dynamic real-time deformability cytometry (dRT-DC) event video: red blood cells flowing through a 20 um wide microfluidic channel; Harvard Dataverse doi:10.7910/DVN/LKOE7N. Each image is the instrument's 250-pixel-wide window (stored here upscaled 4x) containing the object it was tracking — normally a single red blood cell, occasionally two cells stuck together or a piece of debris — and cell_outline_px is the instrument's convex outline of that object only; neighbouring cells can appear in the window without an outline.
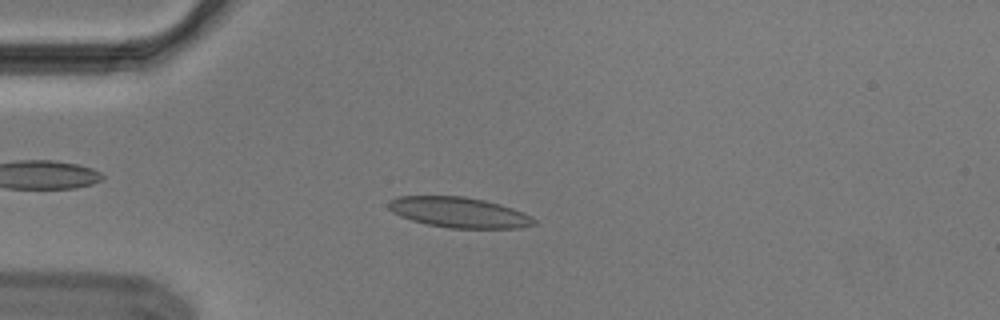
{"species": "Egyptian fruit bat (a non-hibernating species)", "species_latin": "Rousettus aegyptiacus", "temperature_condition": "cold", "stored_images_in_passage": 47, "camera_frame_rate_fps": 3000, "um_per_image_px": 0.085, "animal": {"sex": "male"}, "frame": {"image": 1, "passage_image": 7, "time_ms": 2.0, "image_size_px": [1000, 320], "cell_outline_px": [[536, 224], [520, 228], [448, 228], [428, 224], [412, 220], [400, 216], [392, 212], [388, 208], [388, 200], [396, 196], [464, 196], [484, 200], [512, 208], [536, 220]], "centroid_in_image_um": [38.96, 18.05], "position_along_channel_um": 46.0, "area_um2": 25.66}}
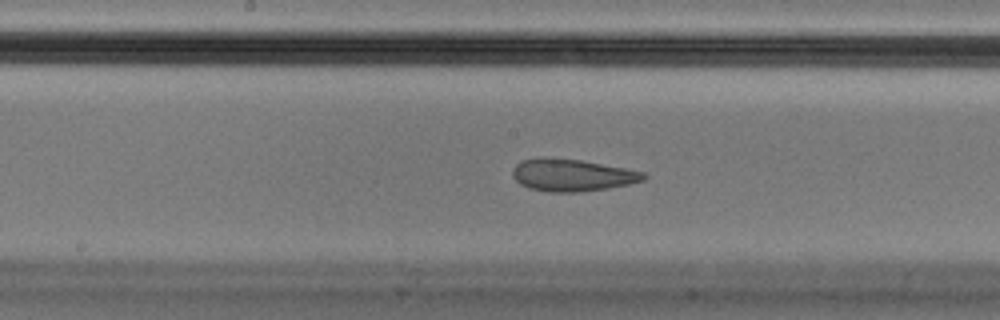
{"frame": {"image": 2, "passage_image": 21, "time_ms": 6.667, "image_size_px": [1000, 320], "cell_outline_px": [[648, 176], [644, 180], [628, 184], [608, 188], [580, 192], [548, 192], [528, 188], [520, 184], [512, 176], [512, 168], [520, 160], [540, 156], [544, 156], [580, 160], [624, 168], [644, 172]], "centroid_in_image_um": [48.57, 14.87], "position_along_channel_um": 199.6, "area_um2": 24.85}}
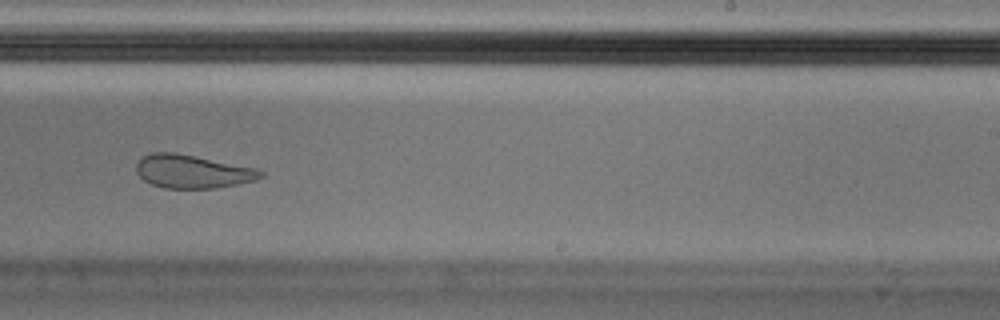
{"frame": {"image": 3, "passage_image": 27, "time_ms": 8.667, "image_size_px": [1000, 320], "cell_outline_px": [[264, 176], [256, 180], [216, 188], [164, 188], [152, 184], [144, 180], [136, 172], [136, 164], [144, 156], [152, 152], [176, 152], [256, 168], [264, 172]], "centroid_in_image_um": [16.36, 14.57], "position_along_channel_um": 272.6, "area_um2": 24.1}, "authors_computed_cell_mechanics": {"area_um2": 26.0678, "velocity_mm_per_s": 3.6648, "shape_relaxation_time_tau1_ms": null, "shape_relaxation_time_tau2_ms": 1.4789, "deformation_change_tau1": null, "deformation_change_tau2": 0.0715}}